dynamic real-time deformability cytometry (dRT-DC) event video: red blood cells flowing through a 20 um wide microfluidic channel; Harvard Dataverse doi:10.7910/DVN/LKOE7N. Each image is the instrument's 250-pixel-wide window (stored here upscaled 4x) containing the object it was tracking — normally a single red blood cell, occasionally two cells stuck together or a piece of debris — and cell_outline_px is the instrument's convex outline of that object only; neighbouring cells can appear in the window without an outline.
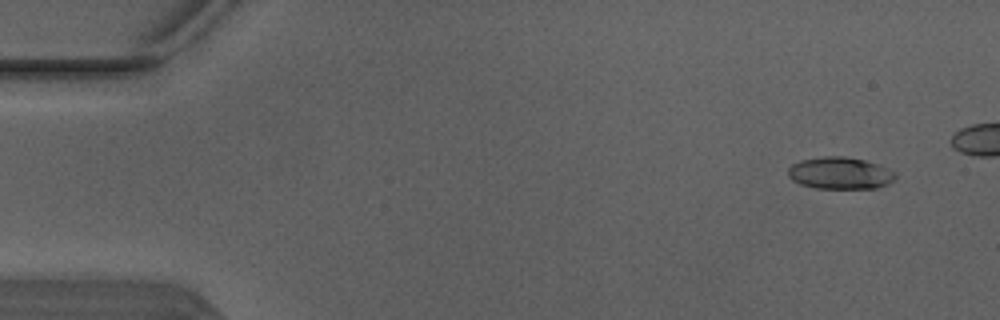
{"species": "Egyptian fruit bat (a non-hibernating species)", "species_latin": "Rousettus aegyptiacus", "temperature_condition": "warm", "stored_images_in_passage": 5, "camera_frame_rate_fps": 3000, "um_per_image_px": 0.085, "animal": {"sex": "male"}, "frame": {"image": 1, "passage_image": 1, "time_ms": 0.0, "image_size_px": [1000, 320], "cell_outline_px": [[896, 176], [888, 184], [876, 188], [816, 188], [800, 184], [792, 180], [788, 176], [788, 168], [792, 164], [800, 160], [824, 156], [844, 156], [864, 160], [888, 168], [896, 172]], "centroid_in_image_um": [71.39, 14.71], "position_along_channel_um": 13.6, "area_um2": 20.0}}
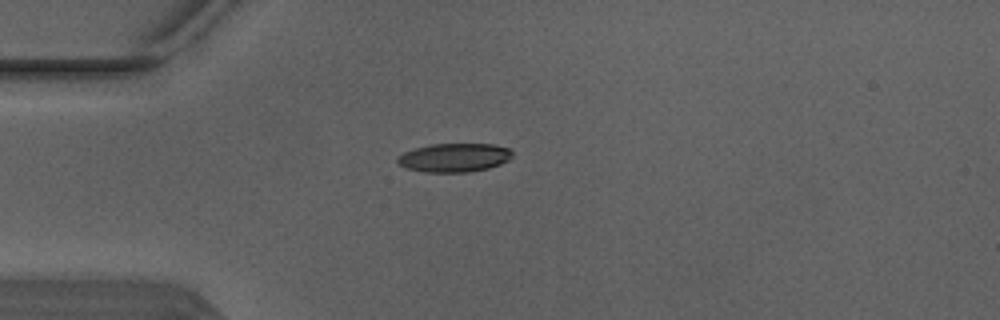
{"frame": {"image": 2, "passage_image": 5, "time_ms": 1.333, "image_size_px": [1000, 320], "cell_outline_px": [[512, 156], [508, 160], [500, 164], [488, 168], [468, 172], [424, 172], [408, 168], [400, 164], [396, 160], [404, 152], [416, 148], [432, 144], [492, 144], [508, 148], [512, 152]], "centroid_in_image_um": [38.63, 13.4], "position_along_channel_um": 46.4, "area_um2": 18.96}}